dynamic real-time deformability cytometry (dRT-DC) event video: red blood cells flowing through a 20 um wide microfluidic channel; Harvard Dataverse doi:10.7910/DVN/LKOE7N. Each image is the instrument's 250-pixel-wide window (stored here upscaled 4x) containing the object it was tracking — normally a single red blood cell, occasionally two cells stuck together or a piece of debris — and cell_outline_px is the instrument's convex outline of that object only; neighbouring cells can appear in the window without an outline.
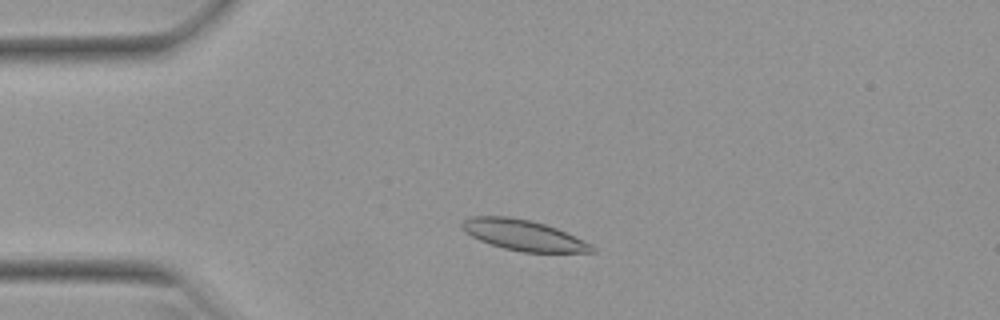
{"species": "Egyptian fruit bat (a non-hibernating species)", "species_latin": "Rousettus aegyptiacus", "temperature_condition": "warm", "stored_images_in_passage": 47, "camera_frame_rate_fps": 3000, "um_per_image_px": 0.085, "animal": {"sex": "female"}, "frame": {"image": 1, "passage_image": 7, "time_ms": 2.0, "image_size_px": [1000, 320], "cell_outline_px": [[596, 252], [524, 252], [504, 248], [480, 240], [472, 236], [460, 224], [464, 220], [472, 216], [508, 216], [528, 220], [544, 224], [556, 228], [592, 244], [596, 248]], "centroid_in_image_um": [44.53, 19.99], "position_along_channel_um": 40.5, "area_um2": 22.77}}
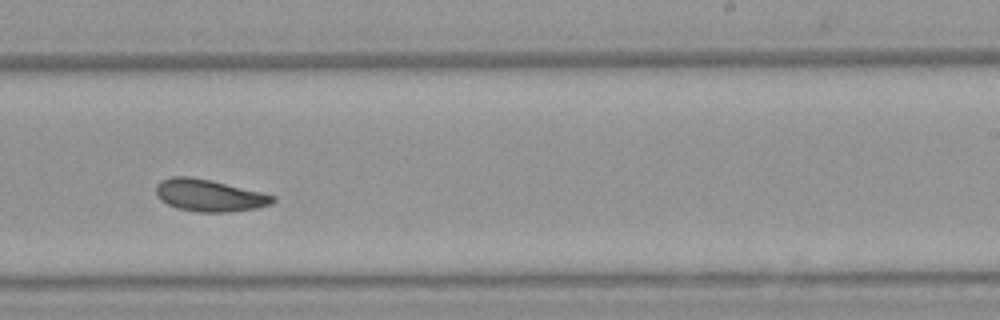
{"frame": {"image": 2, "passage_image": 27, "time_ms": 8.667, "image_size_px": [1000, 320], "cell_outline_px": [[276, 200], [272, 204], [256, 208], [228, 212], [196, 212], [176, 208], [160, 200], [156, 192], [156, 184], [160, 180], [172, 176], [188, 176], [212, 180], [276, 196]], "centroid_in_image_um": [17.77, 16.61], "position_along_channel_um": 271.2, "area_um2": 21.91}}
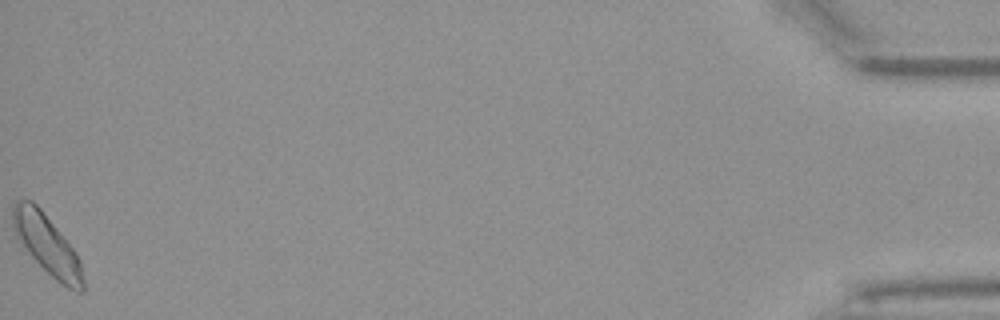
{"frame": {"image": 3, "passage_image": 47, "time_ms": 15.333, "image_size_px": [1000, 320], "cell_outline_px": [[84, 292], [76, 292], [60, 284], [32, 256], [16, 232], [12, 224], [12, 208], [16, 200], [32, 200], [40, 208], [76, 252], [80, 260], [84, 280]], "centroid_in_image_um": [4.05, 20.81], "position_along_channel_um": 431.2, "area_um2": 23.76}, "authors_computed_cell_mechanics": {"area_um2": 21.9062, "velocity_mm_per_s": 3.9043, "shape_relaxation_time_tau1_ms": 5.1443, "shape_relaxation_time_tau2_ms": 4.7218, "deformation_change_tau1": 0.1193, "deformation_change_tau2": 0.0973}}